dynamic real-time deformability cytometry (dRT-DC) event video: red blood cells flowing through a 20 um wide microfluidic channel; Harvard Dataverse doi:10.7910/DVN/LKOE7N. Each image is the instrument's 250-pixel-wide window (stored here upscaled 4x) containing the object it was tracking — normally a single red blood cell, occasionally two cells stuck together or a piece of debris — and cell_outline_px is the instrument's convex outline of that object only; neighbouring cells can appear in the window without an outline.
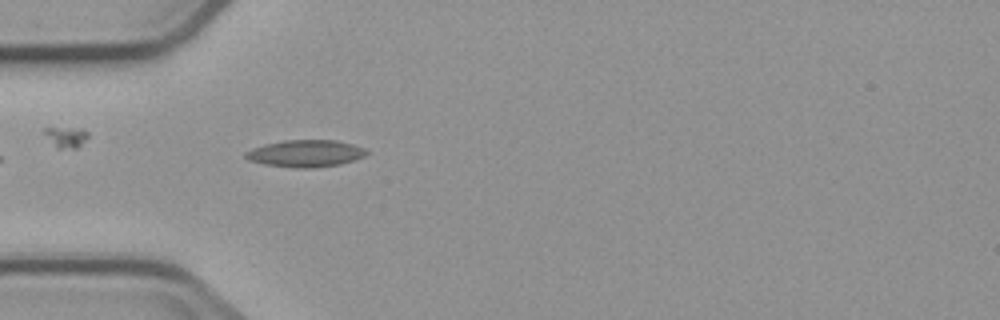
{"species": "common noctule bat (a hibernating species)", "species_latin": "Nyctalus noctula", "temperature_condition": "cold", "stored_images_in_passage": 4, "camera_frame_rate_fps": 3000, "um_per_image_px": 0.085, "animal": {"sex": "male", "body_mass_g": 23.1, "forearm_length_mm": 52.7}, "frame": {"image": 1, "passage_image": 4, "time_ms": 4.333, "image_size_px": [1000, 320], "cell_outline_px": [[368, 152], [364, 156], [356, 160], [340, 164], [312, 168], [296, 168], [264, 164], [248, 160], [244, 156], [244, 152], [252, 148], [264, 144], [284, 140], [336, 140], [352, 144], [364, 148]], "centroid_in_image_um": [25.95, 13.04], "position_along_channel_um": 59.0, "area_um2": 19.13}}